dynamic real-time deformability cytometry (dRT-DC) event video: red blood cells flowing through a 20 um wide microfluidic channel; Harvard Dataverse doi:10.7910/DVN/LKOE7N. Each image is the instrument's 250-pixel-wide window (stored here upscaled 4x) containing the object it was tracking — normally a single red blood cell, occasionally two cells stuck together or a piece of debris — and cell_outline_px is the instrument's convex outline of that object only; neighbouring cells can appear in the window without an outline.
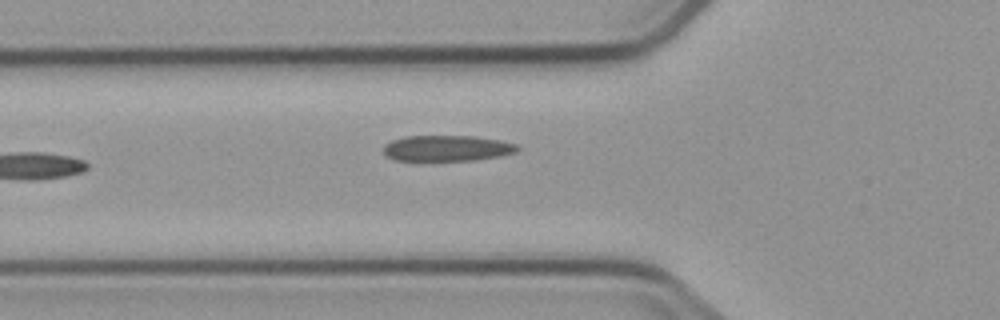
{"species": "common noctule bat (a hibernating species)", "species_latin": "Nyctalus noctula", "temperature_condition": "cold", "stored_images_in_passage": 6, "camera_frame_rate_fps": 3000, "um_per_image_px": 0.085, "animal": {"sex": "male", "body_mass_g": 23.1, "forearm_length_mm": 52.7}, "frame": {"image": 1, "passage_image": 6, "time_ms": 7.0, "image_size_px": [1000, 320], "cell_outline_px": [[520, 148], [516, 152], [500, 156], [476, 160], [396, 160], [388, 156], [384, 152], [384, 144], [392, 140], [404, 136], [476, 136], [500, 140], [516, 144]], "centroid_in_image_um": [38.02, 12.59], "position_along_channel_um": 87.8, "area_um2": 20.11}}